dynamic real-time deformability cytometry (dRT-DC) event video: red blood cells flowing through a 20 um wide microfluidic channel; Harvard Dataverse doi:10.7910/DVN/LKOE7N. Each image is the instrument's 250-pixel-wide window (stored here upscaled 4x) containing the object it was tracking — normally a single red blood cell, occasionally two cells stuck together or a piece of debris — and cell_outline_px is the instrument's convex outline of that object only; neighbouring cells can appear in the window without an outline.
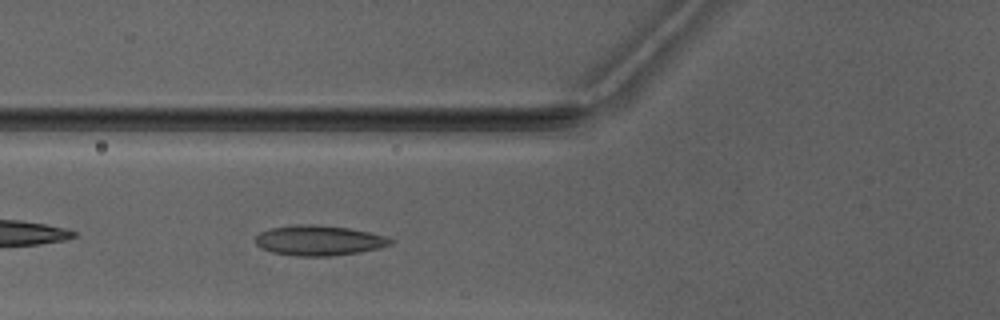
{"species": "Egyptian fruit bat (a non-hibernating species)", "species_latin": "Rousettus aegyptiacus", "temperature_condition": "warm", "stored_images_in_passage": 4, "camera_frame_rate_fps": 3000, "um_per_image_px": 0.085, "animal": {"sex": "male"}, "frame": {"image": 1, "passage_image": 4, "time_ms": 3.333, "image_size_px": [1000, 320], "cell_outline_px": [[392, 244], [380, 248], [360, 252], [332, 256], [296, 256], [272, 252], [260, 248], [252, 240], [260, 232], [268, 228], [296, 224], [312, 224], [348, 228], [368, 232], [384, 236], [392, 240]], "centroid_in_image_um": [27.04, 20.44], "position_along_channel_um": 98.8, "area_um2": 23.87}}